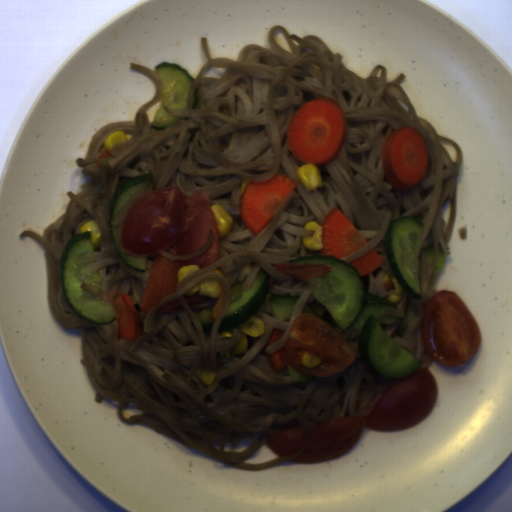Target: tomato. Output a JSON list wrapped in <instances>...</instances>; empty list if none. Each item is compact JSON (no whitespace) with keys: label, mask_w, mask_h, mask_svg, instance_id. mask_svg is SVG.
<instances>
[{"label":"tomato","mask_w":512,"mask_h":512,"mask_svg":"<svg viewBox=\"0 0 512 512\" xmlns=\"http://www.w3.org/2000/svg\"><path fill=\"white\" fill-rule=\"evenodd\" d=\"M211 207L208 194L202 190L183 194L178 185L142 195L129 207L118 228L120 247L129 255H153L139 309L149 311L175 293L182 266L203 269L218 262V223ZM210 229L214 234L210 248L191 260L158 254L163 250L173 255L193 254L207 242Z\"/></svg>","instance_id":"tomato-1"},{"label":"tomato","mask_w":512,"mask_h":512,"mask_svg":"<svg viewBox=\"0 0 512 512\" xmlns=\"http://www.w3.org/2000/svg\"><path fill=\"white\" fill-rule=\"evenodd\" d=\"M438 389L428 368L391 386L365 417H336L305 425L308 442L290 464H323L342 457L354 447L365 429L380 433L408 430L431 413Z\"/></svg>","instance_id":"tomato-2"},{"label":"tomato","mask_w":512,"mask_h":512,"mask_svg":"<svg viewBox=\"0 0 512 512\" xmlns=\"http://www.w3.org/2000/svg\"><path fill=\"white\" fill-rule=\"evenodd\" d=\"M421 338L431 359L443 366H464L480 345L478 324L453 291H438L426 303Z\"/></svg>","instance_id":"tomato-3"},{"label":"tomato","mask_w":512,"mask_h":512,"mask_svg":"<svg viewBox=\"0 0 512 512\" xmlns=\"http://www.w3.org/2000/svg\"><path fill=\"white\" fill-rule=\"evenodd\" d=\"M304 352L319 358L320 364L305 368ZM356 352L349 339H344L338 327L334 328L317 315L298 314L282 348L267 355L271 370L278 372L286 364L309 377L336 375L355 361Z\"/></svg>","instance_id":"tomato-4"},{"label":"tomato","mask_w":512,"mask_h":512,"mask_svg":"<svg viewBox=\"0 0 512 512\" xmlns=\"http://www.w3.org/2000/svg\"><path fill=\"white\" fill-rule=\"evenodd\" d=\"M306 434L301 425L267 434L265 445L278 457L292 456L304 446Z\"/></svg>","instance_id":"tomato-5"},{"label":"tomato","mask_w":512,"mask_h":512,"mask_svg":"<svg viewBox=\"0 0 512 512\" xmlns=\"http://www.w3.org/2000/svg\"><path fill=\"white\" fill-rule=\"evenodd\" d=\"M279 273L298 280L322 277L330 273L331 268L325 264L277 263L274 268Z\"/></svg>","instance_id":"tomato-6"},{"label":"tomato","mask_w":512,"mask_h":512,"mask_svg":"<svg viewBox=\"0 0 512 512\" xmlns=\"http://www.w3.org/2000/svg\"><path fill=\"white\" fill-rule=\"evenodd\" d=\"M183 307L178 299H174L167 304H165L163 307H161L156 313L159 314H172V313H178L182 311Z\"/></svg>","instance_id":"tomato-7"},{"label":"tomato","mask_w":512,"mask_h":512,"mask_svg":"<svg viewBox=\"0 0 512 512\" xmlns=\"http://www.w3.org/2000/svg\"><path fill=\"white\" fill-rule=\"evenodd\" d=\"M217 301H216V304L215 306L212 308V311H211V315L209 317V321L211 322H215L217 316H218V313H219V310H220V307H221V304H222V301H223V298H224V288H223V284H220V290H219V293L217 295Z\"/></svg>","instance_id":"tomato-8"},{"label":"tomato","mask_w":512,"mask_h":512,"mask_svg":"<svg viewBox=\"0 0 512 512\" xmlns=\"http://www.w3.org/2000/svg\"><path fill=\"white\" fill-rule=\"evenodd\" d=\"M182 297H183L185 303L190 306V305H196V304L202 303L209 296H202V295H199L198 293H195V294H187L186 293Z\"/></svg>","instance_id":"tomato-9"},{"label":"tomato","mask_w":512,"mask_h":512,"mask_svg":"<svg viewBox=\"0 0 512 512\" xmlns=\"http://www.w3.org/2000/svg\"><path fill=\"white\" fill-rule=\"evenodd\" d=\"M285 332L286 331H283L281 329L272 328L270 336L265 341L266 348H269L273 343L281 339Z\"/></svg>","instance_id":"tomato-10"},{"label":"tomato","mask_w":512,"mask_h":512,"mask_svg":"<svg viewBox=\"0 0 512 512\" xmlns=\"http://www.w3.org/2000/svg\"><path fill=\"white\" fill-rule=\"evenodd\" d=\"M383 286L385 288L386 291H388L389 293H391V291L394 289V284H393V280L390 279L389 281L383 283Z\"/></svg>","instance_id":"tomato-11"},{"label":"tomato","mask_w":512,"mask_h":512,"mask_svg":"<svg viewBox=\"0 0 512 512\" xmlns=\"http://www.w3.org/2000/svg\"><path fill=\"white\" fill-rule=\"evenodd\" d=\"M107 157H113L111 152H108L106 149L102 151V153L98 156L97 159H105Z\"/></svg>","instance_id":"tomato-12"}]
</instances>
